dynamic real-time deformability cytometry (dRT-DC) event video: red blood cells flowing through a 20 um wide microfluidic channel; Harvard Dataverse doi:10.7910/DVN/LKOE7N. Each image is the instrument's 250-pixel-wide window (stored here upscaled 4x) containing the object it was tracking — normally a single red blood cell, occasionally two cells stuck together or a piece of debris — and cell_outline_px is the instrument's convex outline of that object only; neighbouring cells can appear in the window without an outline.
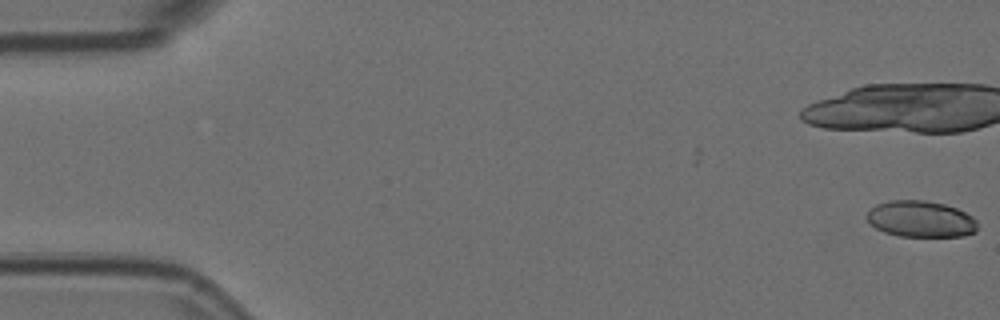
{"species": "Egyptian fruit bat (a non-hibernating species)", "species_latin": "Rousettus aegyptiacus", "temperature_condition": "room temperature", "stored_images_in_passage": 5, "camera_frame_rate_fps": 3000, "um_per_image_px": 0.085, "animal": {"sex": "female"}, "frame": {"image": 1, "passage_image": 1, "time_ms": 0.0, "image_size_px": [1000, 320], "cell_outline_px": [[976, 232], [964, 236], [900, 236], [884, 232], [876, 228], [864, 216], [876, 204], [888, 200], [924, 200], [944, 204], [956, 208], [972, 216], [976, 220]], "centroid_in_image_um": [78.25, 18.61], "position_along_channel_um": 6.7, "area_um2": 23.41}}